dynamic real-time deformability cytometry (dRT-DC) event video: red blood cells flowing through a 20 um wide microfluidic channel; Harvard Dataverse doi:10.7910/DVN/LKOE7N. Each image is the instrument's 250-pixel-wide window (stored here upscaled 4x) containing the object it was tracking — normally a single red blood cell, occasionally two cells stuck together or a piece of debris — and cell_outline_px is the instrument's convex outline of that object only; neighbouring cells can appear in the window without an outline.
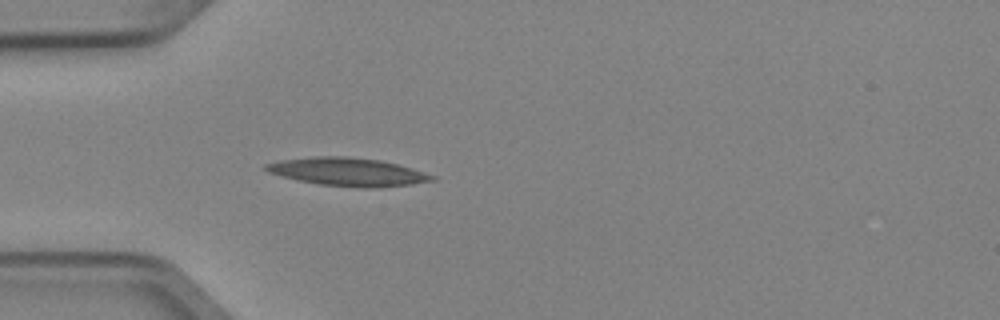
{"species": "Egyptian fruit bat (a non-hibernating species)", "species_latin": "Rousettus aegyptiacus", "temperature_condition": "cold", "stored_images_in_passage": 4, "camera_frame_rate_fps": 3000, "um_per_image_px": 0.085, "animal": {"sex": "female"}, "frame": {"image": 1, "passage_image": 4, "time_ms": 1.0, "image_size_px": [1000, 320], "cell_outline_px": [[436, 180], [412, 184], [380, 188], [364, 188], [320, 184], [300, 180], [268, 172], [264, 168], [264, 164], [280, 160], [312, 156], [348, 156], [380, 160], [412, 168], [436, 176]], "centroid_in_image_um": [29.59, 14.6], "position_along_channel_um": 55.4, "area_um2": 27.22}}